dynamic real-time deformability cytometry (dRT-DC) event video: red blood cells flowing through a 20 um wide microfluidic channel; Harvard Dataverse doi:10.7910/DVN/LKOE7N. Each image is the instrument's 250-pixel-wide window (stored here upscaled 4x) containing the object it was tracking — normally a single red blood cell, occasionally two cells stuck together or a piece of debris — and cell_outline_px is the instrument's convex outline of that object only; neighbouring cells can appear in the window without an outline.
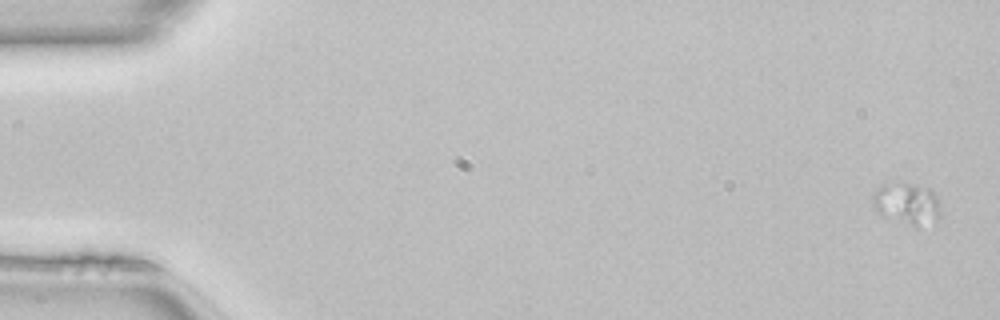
{"species": "common noctule bat (a hibernating species)", "species_latin": "Nyctalus noctula", "temperature_condition": "room temperature", "stored_images_in_passage": 24, "camera_frame_rate_fps": 3000, "um_per_image_px": 0.085, "animal": {"sex": "female", "body_mass_g": 22.7, "forearm_length_mm": 54.2}, "frame": {"image": 1, "passage_image": 1, "time_ms": 0.0, "image_size_px": [1000, 320], "cell_outline_px": [[940, 216], [936, 220], [916, 228], [880, 216], [876, 212], [872, 204], [872, 192], [880, 184], [900, 180], [904, 180], [928, 188], [936, 196], [940, 208]], "centroid_in_image_um": [77.01, 17.28], "position_along_channel_um": 8.0, "area_um2": 17.4}}
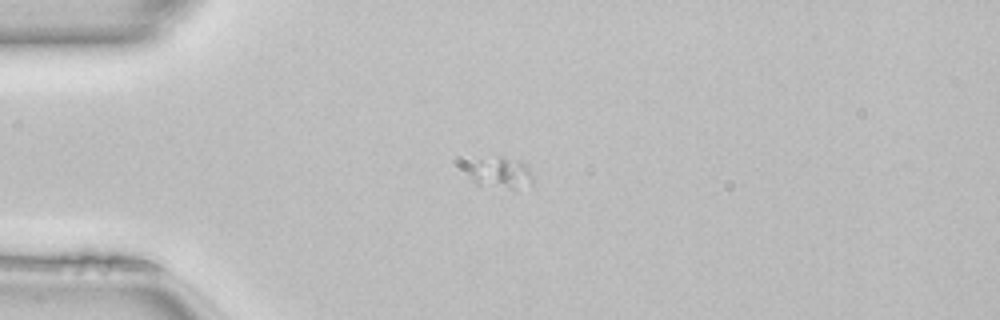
{"frame": {"image": 2, "passage_image": 13, "time_ms": 4.0, "image_size_px": [1000, 320], "cell_outline_px": [[532, 184], [516, 192], [476, 184], [472, 180], [468, 172], [468, 168], [472, 164], [500, 156], [504, 156], [524, 160], [532, 176]], "centroid_in_image_um": [42.64, 14.76], "position_along_channel_um": 42.4, "area_um2": 12.2}}